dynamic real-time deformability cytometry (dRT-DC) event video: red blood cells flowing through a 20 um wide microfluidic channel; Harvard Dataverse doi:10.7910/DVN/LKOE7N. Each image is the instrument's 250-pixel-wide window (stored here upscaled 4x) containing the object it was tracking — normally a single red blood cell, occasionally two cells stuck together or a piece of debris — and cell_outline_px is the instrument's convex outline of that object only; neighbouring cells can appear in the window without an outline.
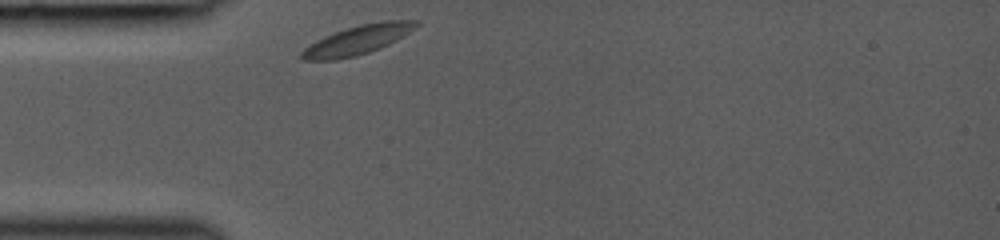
{"species": "common noctule bat (a hibernating species)", "species_latin": "Nyctalus noctula", "temperature_condition": "room temperature", "stored_images_in_passage": 27, "camera_frame_rate_fps": 3000, "um_per_image_px": 0.085, "animal": {"sex": "female", "body_mass_g": 19.0, "forearm_length_mm": 53.3}, "frame": {"image": 1, "passage_image": 1, "time_ms": 0.0, "image_size_px": [1000, 240], "cell_outline_px": [[420, 24], [396, 40], [380, 48], [356, 56], [336, 60], [304, 60], [300, 56], [300, 52], [304, 48], [316, 40], [336, 32], [360, 24], [388, 20], [416, 20]], "centroid_in_image_um": [30.37, 3.4], "position_along_channel_um": 54.6, "area_um2": 19.13}}
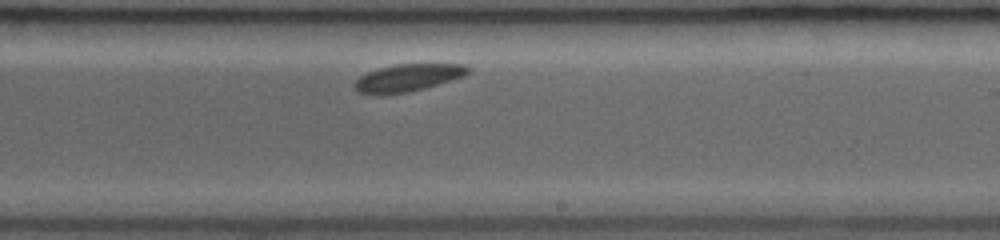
{"frame": {"image": 2, "passage_image": 16, "time_ms": 5.0, "image_size_px": [1000, 240], "cell_outline_px": [[472, 72], [464, 76], [424, 88], [408, 92], [356, 92], [352, 88], [352, 84], [360, 76], [368, 72], [380, 68], [396, 64], [464, 64], [472, 68]], "centroid_in_image_um": [34.73, 6.57], "position_along_channel_um": 254.3, "area_um2": 17.69}}
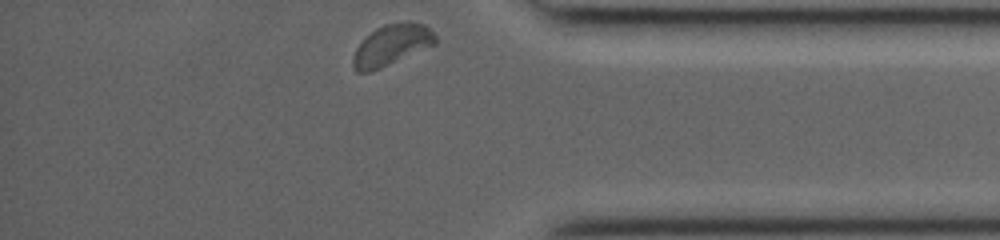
{"frame": {"image": 3, "passage_image": 27, "time_ms": 8.667, "image_size_px": [1000, 240], "cell_outline_px": [[436, 44], [380, 68], [368, 72], [356, 72], [352, 64], [352, 60], [356, 48], [376, 28], [384, 24], [412, 20], [424, 24], [436, 36]], "centroid_in_image_um": [33.3, 3.81], "position_along_channel_um": 401.9, "area_um2": 19.42}}